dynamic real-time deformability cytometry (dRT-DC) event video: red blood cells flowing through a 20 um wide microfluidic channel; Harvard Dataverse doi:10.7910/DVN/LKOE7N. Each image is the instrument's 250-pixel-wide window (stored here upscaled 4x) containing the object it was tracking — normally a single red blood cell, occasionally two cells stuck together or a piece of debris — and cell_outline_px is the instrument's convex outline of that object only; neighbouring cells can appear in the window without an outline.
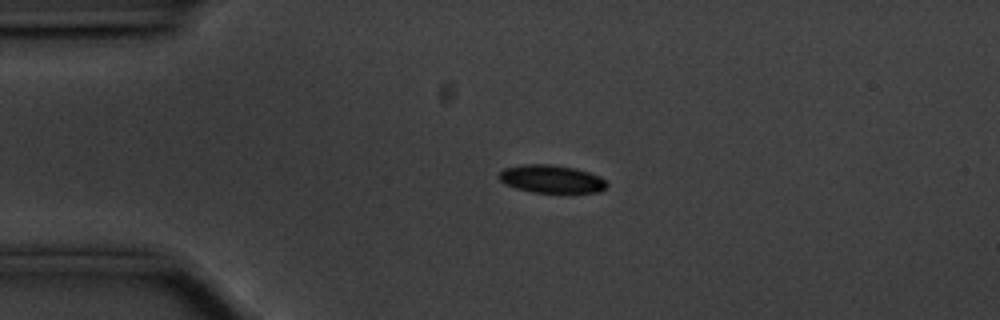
{"species": "common noctule bat (a hibernating species)", "species_latin": "Nyctalus noctula", "temperature_condition": "cold", "stored_images_in_passage": 24, "camera_frame_rate_fps": 3000, "um_per_image_px": 0.085, "animal": {"sex": "male", "body_mass_g": 20.1, "forearm_length_mm": 53.5}, "frame": {"image": 1, "passage_image": 1, "time_ms": 0.0, "image_size_px": [1000, 320], "cell_outline_px": [[608, 184], [600, 192], [532, 192], [516, 188], [504, 184], [496, 176], [504, 168], [528, 164], [548, 164], [576, 168], [600, 176]], "centroid_in_image_um": [46.84, 15.21], "position_along_channel_um": 38.2, "area_um2": 17.46}}
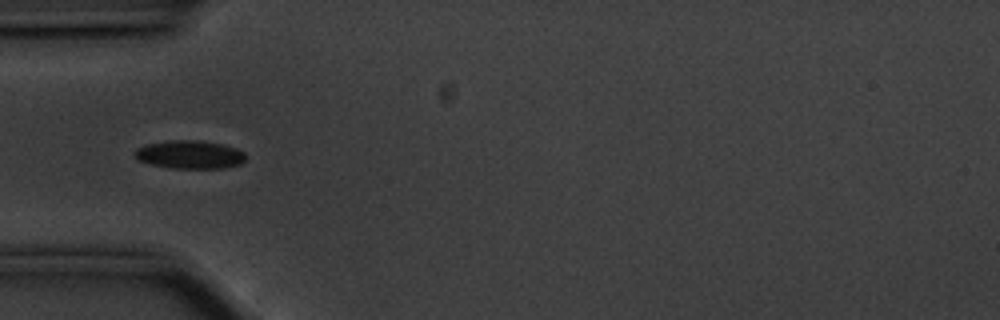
{"frame": {"image": 2, "passage_image": 6, "time_ms": 1.667, "image_size_px": [1000, 320], "cell_outline_px": [[244, 160], [240, 164], [224, 168], [168, 168], [136, 160], [132, 156], [132, 152], [136, 148], [148, 144], [168, 140], [196, 140], [224, 144], [236, 148], [244, 152]], "centroid_in_image_um": [16.07, 13.14], "position_along_channel_um": 68.9, "area_um2": 18.44}}
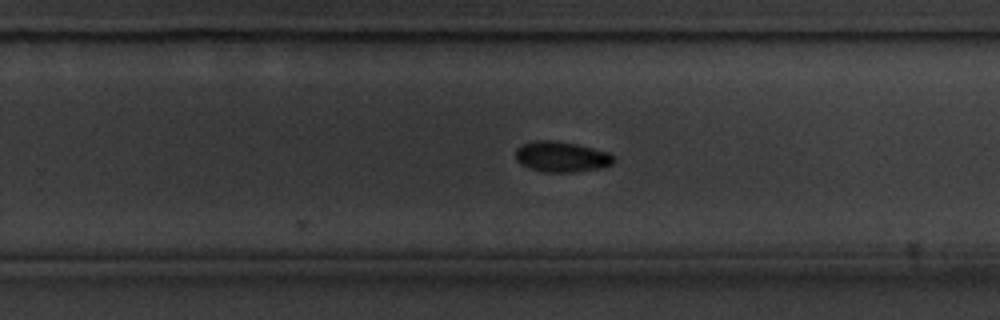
{"frame": {"image": 3, "passage_image": 24, "time_ms": 7.667, "image_size_px": [1000, 320], "cell_outline_px": [[616, 160], [612, 164], [600, 168], [572, 172], [544, 172], [528, 168], [520, 164], [516, 160], [516, 148], [524, 144], [536, 140], [552, 140], [576, 144], [608, 152], [616, 156]], "centroid_in_image_um": [47.74, 13.33], "position_along_channel_um": 282.1, "area_um2": 17.51}}